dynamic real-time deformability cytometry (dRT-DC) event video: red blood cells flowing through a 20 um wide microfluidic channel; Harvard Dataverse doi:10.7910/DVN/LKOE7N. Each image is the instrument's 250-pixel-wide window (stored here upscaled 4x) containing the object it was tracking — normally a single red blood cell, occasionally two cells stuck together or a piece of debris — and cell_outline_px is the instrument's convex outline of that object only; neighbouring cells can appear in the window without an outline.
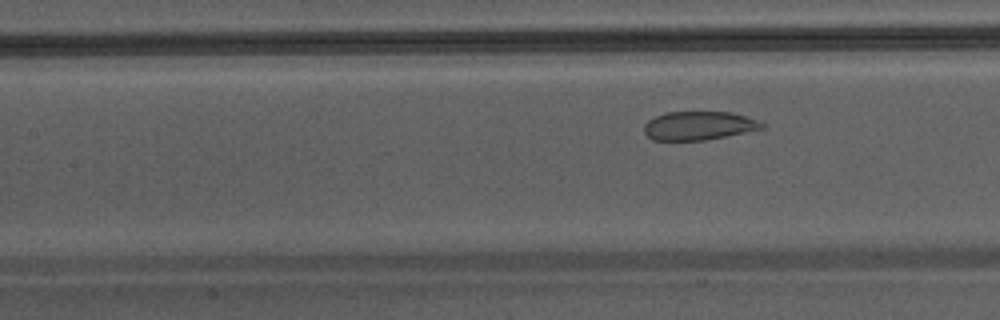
{"species": "Egyptian fruit bat (a non-hibernating species)", "species_latin": "Rousettus aegyptiacus", "temperature_condition": "warm", "stored_images_in_passage": 6, "camera_frame_rate_fps": 3000, "um_per_image_px": 0.085, "animal": {"sex": "male"}, "frame": {"image": 1, "passage_image": 6, "time_ms": 1.667, "image_size_px": [1000, 320], "cell_outline_px": [[764, 128], [704, 140], [652, 140], [644, 132], [644, 124], [648, 120], [664, 112], [732, 112], [756, 120], [764, 124]], "centroid_in_image_um": [59.34, 10.68], "position_along_channel_um": 148.1, "area_um2": 19.42}}